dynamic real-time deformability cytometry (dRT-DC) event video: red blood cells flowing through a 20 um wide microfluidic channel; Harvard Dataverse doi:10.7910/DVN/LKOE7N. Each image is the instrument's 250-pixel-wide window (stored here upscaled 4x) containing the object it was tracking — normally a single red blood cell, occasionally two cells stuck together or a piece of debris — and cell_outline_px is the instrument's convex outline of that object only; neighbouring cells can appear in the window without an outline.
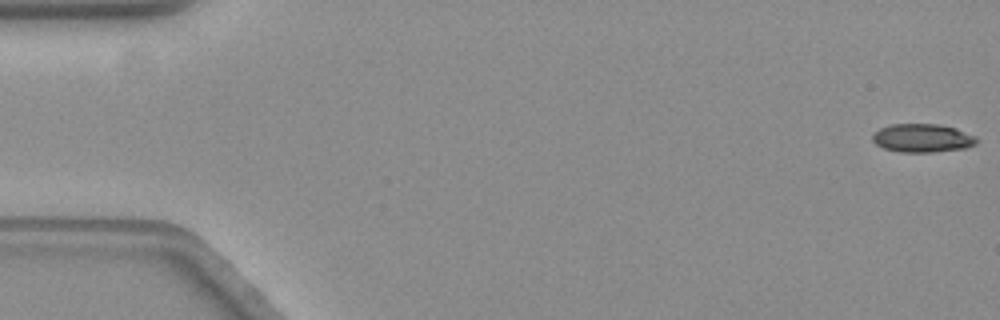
{"species": "common noctule bat (a hibernating species)", "species_latin": "Nyctalus noctula", "temperature_condition": "warm", "stored_images_in_passage": 58, "camera_frame_rate_fps": 3000, "um_per_image_px": 0.085, "animal": {"sex": "female", "body_mass_g": 19.3, "forearm_length_mm": 54.1}, "frame": {"image": 1, "passage_image": 1, "time_ms": 0.0, "image_size_px": [1000, 320], "cell_outline_px": [[976, 144], [964, 148], [932, 152], [900, 152], [884, 148], [876, 144], [872, 140], [872, 136], [880, 128], [892, 124], [936, 124], [952, 128], [972, 136], [976, 140]], "centroid_in_image_um": [78.33, 11.74], "position_along_channel_um": 6.7, "area_um2": 16.76}}
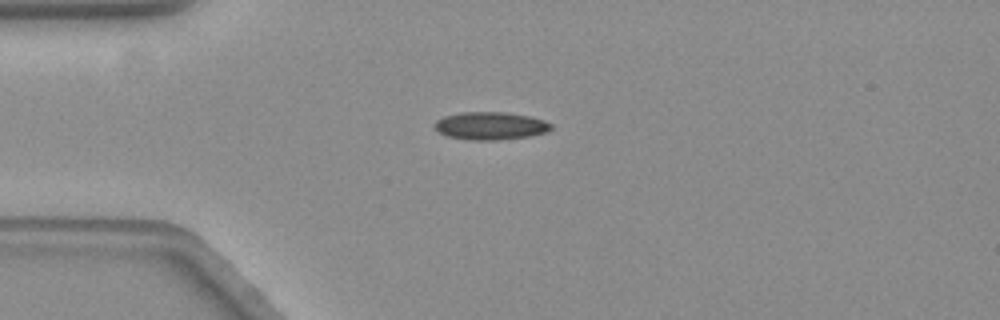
{"frame": {"image": 2, "passage_image": 15, "time_ms": 4.667, "image_size_px": [1000, 320], "cell_outline_px": [[552, 128], [544, 132], [528, 136], [496, 140], [464, 140], [448, 136], [440, 132], [436, 128], [436, 120], [444, 116], [464, 112], [504, 112], [528, 116], [544, 120], [552, 124]], "centroid_in_image_um": [41.68, 10.69], "position_along_channel_um": 43.3, "area_um2": 18.61}}
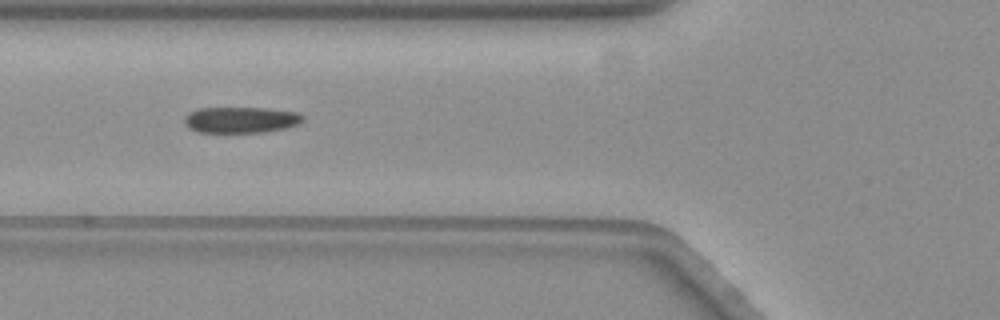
{"frame": {"image": 3, "passage_image": 22, "time_ms": 7.0, "image_size_px": [1000, 320], "cell_outline_px": [[304, 120], [288, 128], [264, 132], [196, 132], [188, 128], [184, 124], [184, 116], [188, 112], [200, 108], [264, 108], [296, 112], [304, 116]], "centroid_in_image_um": [20.43, 10.19], "position_along_channel_um": 105.4, "area_um2": 18.09}, "authors_computed_cell_mechanics": {"area_um2": 17.7446, "velocity_mm_per_s": 3.5551, "shape_relaxation_time_tau1_ms": 3.9686, "shape_relaxation_time_tau2_ms": 5.4242, "deformation_change_tau1": 0.12, "deformation_change_tau2": 0.1205}}